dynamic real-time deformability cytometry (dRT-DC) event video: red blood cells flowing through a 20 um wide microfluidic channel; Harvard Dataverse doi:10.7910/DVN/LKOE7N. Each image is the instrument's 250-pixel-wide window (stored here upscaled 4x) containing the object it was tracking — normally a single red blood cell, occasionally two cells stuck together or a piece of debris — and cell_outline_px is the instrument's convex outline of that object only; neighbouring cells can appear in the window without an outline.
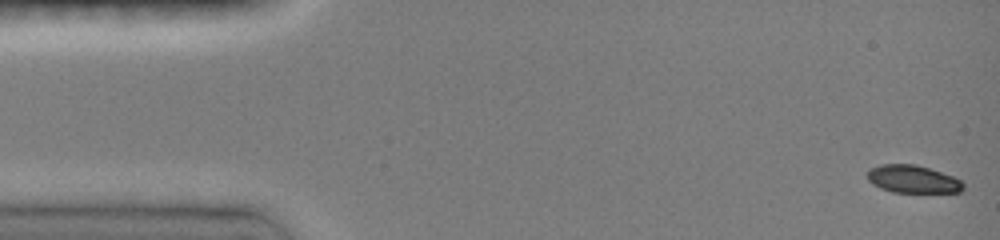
{"species": "common noctule bat (a hibernating species)", "species_latin": "Nyctalus noctula", "temperature_condition": "room temperature", "stored_images_in_passage": 10, "camera_frame_rate_fps": 3000, "um_per_image_px": 0.085, "animal": {"sex": "female", "body_mass_g": 19.0, "forearm_length_mm": 51.5}, "frame": {"image": 1, "passage_image": 1, "time_ms": 0.0, "image_size_px": [1000, 240], "cell_outline_px": [[964, 188], [960, 192], [892, 192], [880, 188], [872, 184], [868, 180], [868, 168], [880, 164], [916, 164], [952, 176], [960, 180], [964, 184]], "centroid_in_image_um": [77.55, 15.22], "position_along_channel_um": 7.4, "area_um2": 15.49}}
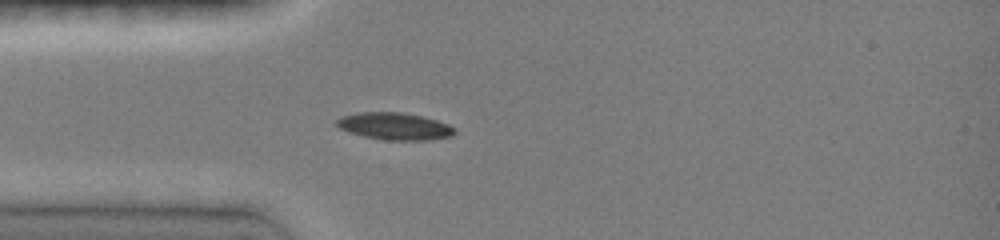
{"frame": {"image": 2, "passage_image": 6, "time_ms": 4.0, "image_size_px": [1000, 240], "cell_outline_px": [[456, 132], [452, 136], [428, 140], [384, 140], [364, 136], [348, 132], [340, 128], [336, 124], [336, 120], [340, 116], [356, 112], [400, 112], [420, 116], [436, 120], [448, 124], [456, 128]], "centroid_in_image_um": [33.53, 10.73], "position_along_channel_um": 51.5, "area_um2": 18.73}}
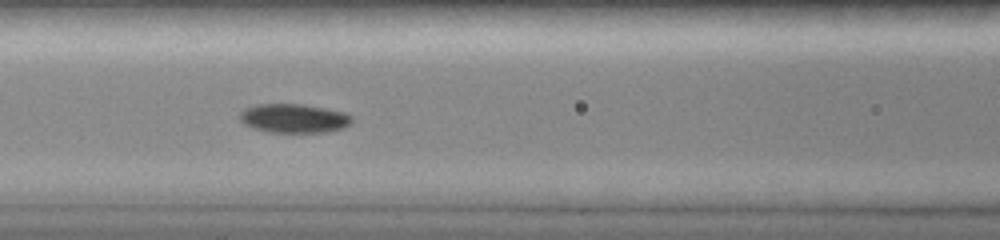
{"frame": {"image": 3, "passage_image": 9, "time_ms": 6.333, "image_size_px": [1000, 240], "cell_outline_px": [[352, 120], [344, 128], [324, 132], [268, 132], [252, 128], [244, 124], [240, 120], [240, 112], [244, 108], [256, 104], [304, 104], [344, 112], [352, 116]], "centroid_in_image_um": [24.95, 10.05], "position_along_channel_um": 141.7, "area_um2": 18.96}}